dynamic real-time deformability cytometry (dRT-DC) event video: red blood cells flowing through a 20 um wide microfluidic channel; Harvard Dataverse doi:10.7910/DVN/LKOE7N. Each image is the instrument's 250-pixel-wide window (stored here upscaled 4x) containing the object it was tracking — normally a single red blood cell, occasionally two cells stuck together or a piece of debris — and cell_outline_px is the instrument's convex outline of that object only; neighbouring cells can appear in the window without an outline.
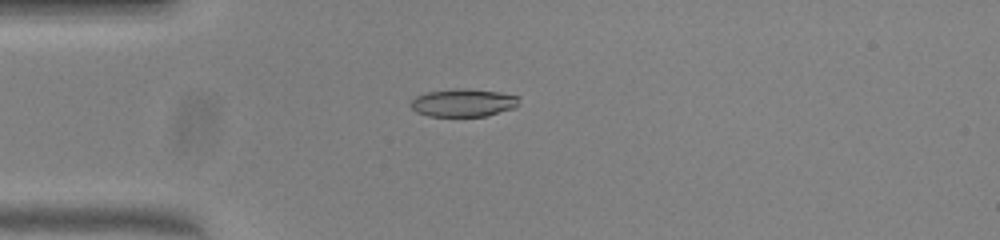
{"species": "common noctule bat (a hibernating species)", "species_latin": "Nyctalus noctula", "temperature_condition": "warm", "stored_images_in_passage": 31, "camera_frame_rate_fps": 3000, "um_per_image_px": 0.085, "animal": {"sex": "female", "body_mass_g": 23.0, "forearm_length_mm": 53.4}, "frame": {"image": 1, "passage_image": 1, "time_ms": 0.0, "image_size_px": [1000, 240], "cell_outline_px": [[520, 96], [516, 108], [484, 116], [428, 116], [416, 112], [408, 104], [416, 96], [428, 92], [456, 88], [468, 88], [500, 92]], "centroid_in_image_um": [39.39, 8.73], "position_along_channel_um": 45.6, "area_um2": 17.74}}
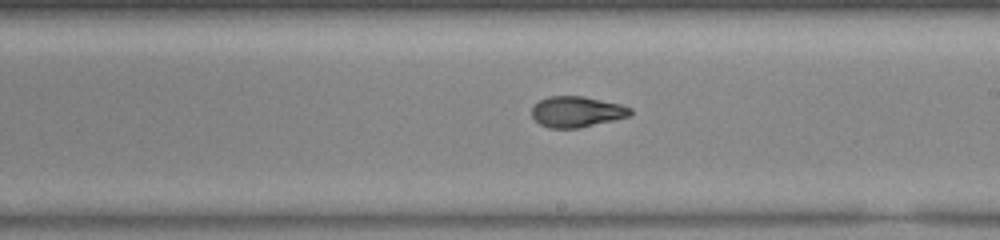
{"frame": {"image": 2, "passage_image": 17, "time_ms": 5.333, "image_size_px": [1000, 240], "cell_outline_px": [[632, 112], [628, 116], [580, 128], [548, 128], [540, 124], [532, 116], [532, 108], [540, 100], [548, 96], [584, 96], [620, 104], [632, 108]], "centroid_in_image_um": [49.01, 9.49], "position_along_channel_um": 240.0, "area_um2": 17.57}}
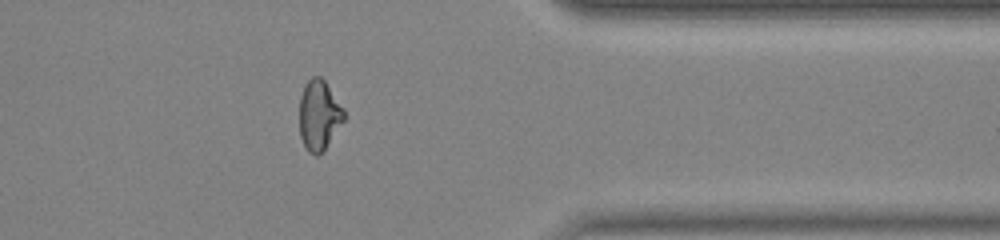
{"frame": {"image": 3, "passage_image": 29, "time_ms": 9.333, "image_size_px": [1000, 240], "cell_outline_px": [[344, 120], [324, 148], [316, 156], [308, 152], [300, 136], [300, 96], [304, 84], [312, 76], [320, 76], [324, 80], [344, 108]], "centroid_in_image_um": [27.1, 9.75], "position_along_channel_um": 384.3, "area_um2": 17.92}, "authors_computed_cell_mechanics": {"area_um2": 18.0336, "velocity_mm_per_s": 3.9766, "shape_relaxation_time_tau1_ms": null, "shape_relaxation_time_tau2_ms": 1.568, "deformation_change_tau1": null, "deformation_change_tau2": 0.0655}}